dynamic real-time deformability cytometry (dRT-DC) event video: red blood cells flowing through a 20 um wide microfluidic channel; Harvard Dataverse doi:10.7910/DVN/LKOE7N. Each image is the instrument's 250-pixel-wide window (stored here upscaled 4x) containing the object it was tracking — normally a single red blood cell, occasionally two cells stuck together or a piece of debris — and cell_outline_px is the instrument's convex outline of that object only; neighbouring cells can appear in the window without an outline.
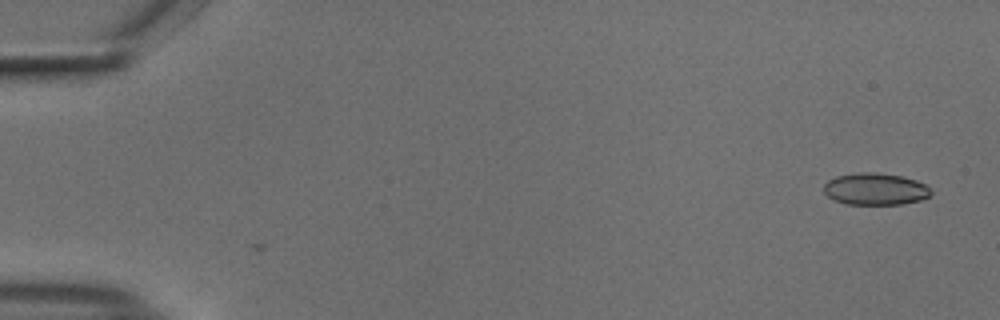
{"species": "common noctule bat (a hibernating species)", "species_latin": "Nyctalus noctula", "temperature_condition": "cold", "stored_images_in_passage": 3, "camera_frame_rate_fps": 3000, "um_per_image_px": 0.085, "animal": {"sex": "male", "body_mass_g": 18.8}, "frame": {"image": 1, "passage_image": 3, "time_ms": 0.667, "image_size_px": [1000, 320], "cell_outline_px": [[932, 196], [920, 200], [900, 204], [844, 204], [828, 196], [824, 192], [824, 184], [828, 180], [836, 176], [860, 172], [876, 172], [900, 176], [916, 180], [924, 184], [932, 192]], "centroid_in_image_um": [74.4, 16.07], "position_along_channel_um": 10.6, "area_um2": 19.88}}